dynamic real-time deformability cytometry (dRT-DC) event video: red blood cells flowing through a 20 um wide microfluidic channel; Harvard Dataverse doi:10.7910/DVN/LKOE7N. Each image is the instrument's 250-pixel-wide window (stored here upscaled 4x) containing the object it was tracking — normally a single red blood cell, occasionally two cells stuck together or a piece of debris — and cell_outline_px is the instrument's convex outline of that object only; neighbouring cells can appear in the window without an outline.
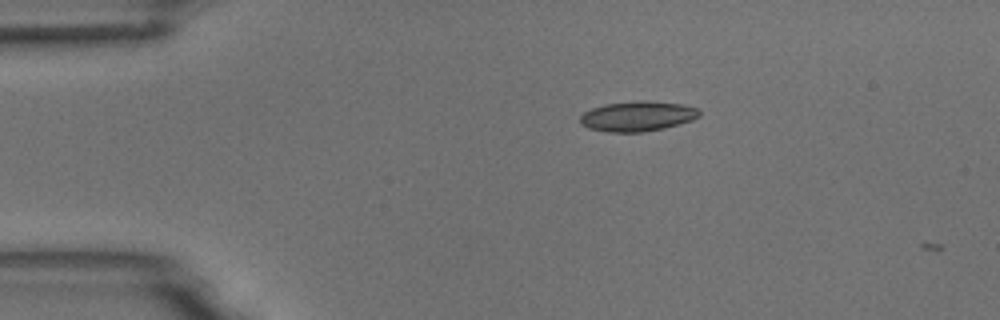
{"species": "common noctule bat (a hibernating species)", "species_latin": "Nyctalus noctula", "temperature_condition": "room temperature", "stored_images_in_passage": 3, "camera_frame_rate_fps": 3000, "um_per_image_px": 0.085, "animal": {"sex": "male", "body_mass_g": 18.8}, "frame": {"image": 1, "passage_image": 2, "time_ms": 0.333, "image_size_px": [1000, 320], "cell_outline_px": [[700, 116], [692, 120], [664, 128], [644, 132], [608, 132], [588, 128], [580, 124], [580, 116], [584, 112], [592, 108], [604, 104], [644, 100], [648, 100], [684, 104], [700, 108]], "centroid_in_image_um": [54.21, 9.87], "position_along_channel_um": 30.8, "area_um2": 21.1}}